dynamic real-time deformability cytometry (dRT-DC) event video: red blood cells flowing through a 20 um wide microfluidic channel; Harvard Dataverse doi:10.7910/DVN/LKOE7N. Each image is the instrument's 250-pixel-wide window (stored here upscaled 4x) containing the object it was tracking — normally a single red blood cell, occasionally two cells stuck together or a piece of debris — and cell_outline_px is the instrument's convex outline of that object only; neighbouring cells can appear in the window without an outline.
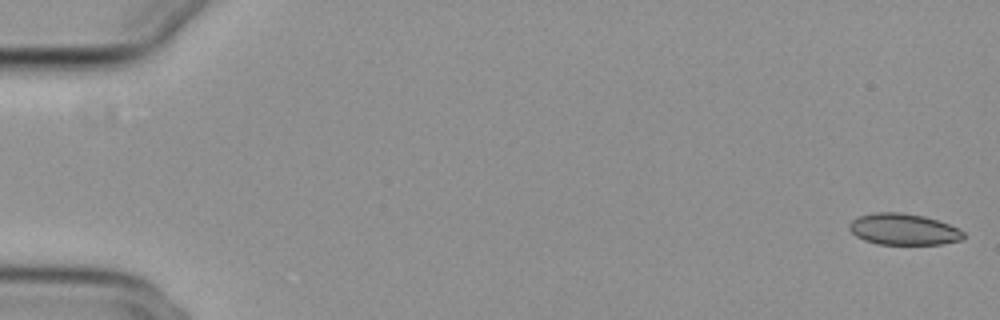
{"species": "common noctule bat (a hibernating species)", "species_latin": "Nyctalus noctula", "temperature_condition": "cold", "stored_images_in_passage": 15, "camera_frame_rate_fps": 3000, "um_per_image_px": 0.085, "animal": {"sex": "female", "body_mass_g": 29.2, "forearm_length_mm": 56.3}, "frame": {"image": 1, "passage_image": 1, "time_ms": 0.0, "image_size_px": [1000, 320], "cell_outline_px": [[964, 240], [944, 244], [876, 244], [864, 240], [856, 236], [848, 228], [848, 224], [856, 216], [872, 212], [900, 212], [924, 216], [948, 224], [964, 232]], "centroid_in_image_um": [76.77, 19.49], "position_along_channel_um": 8.2, "area_um2": 21.04}}
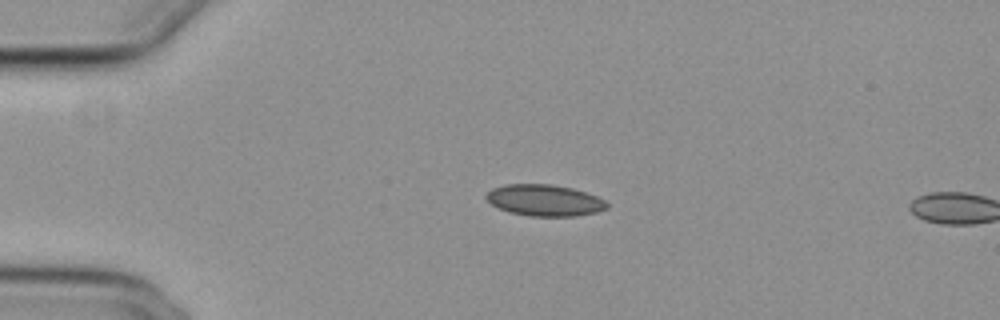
{"frame": {"image": 2, "passage_image": 13, "time_ms": 4.0, "image_size_px": [1000, 320], "cell_outline_px": [[608, 208], [596, 212], [576, 216], [528, 216], [508, 212], [492, 204], [484, 196], [492, 188], [504, 184], [552, 184], [572, 188], [596, 196], [604, 200], [608, 204]], "centroid_in_image_um": [46.27, 17.02], "position_along_channel_um": 38.7, "area_um2": 22.08}}